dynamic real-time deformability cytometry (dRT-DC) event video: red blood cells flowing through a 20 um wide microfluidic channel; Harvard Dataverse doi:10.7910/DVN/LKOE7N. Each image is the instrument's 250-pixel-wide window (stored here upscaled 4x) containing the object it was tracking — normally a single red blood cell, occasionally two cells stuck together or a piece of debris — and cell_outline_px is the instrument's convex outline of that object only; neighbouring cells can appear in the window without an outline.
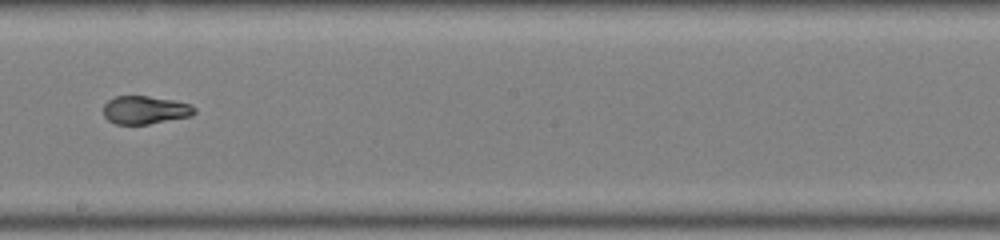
{"species": "common noctule bat (a hibernating species)", "species_latin": "Nyctalus noctula", "temperature_condition": "warm", "stored_images_in_passage": 34, "camera_frame_rate_fps": 3000, "um_per_image_px": 0.085, "animal": {"sex": "male", "body_mass_g": 19.0, "forearm_length_mm": 50.8}, "frame": {"image": 1, "passage_image": 15, "time_ms": 4.667, "image_size_px": [1000, 240], "cell_outline_px": [[196, 112], [192, 116], [148, 124], [116, 124], [108, 120], [104, 116], [104, 104], [108, 100], [116, 96], [148, 96], [172, 100], [192, 104], [196, 108]], "centroid_in_image_um": [12.36, 9.35], "position_along_channel_um": 235.8, "area_um2": 14.97}, "authors_computed_cell_mechanics": {"area_um2": 15.7216, "velocity_mm_per_s": 4.0142, "shape_relaxation_time_tau1_ms": null, "shape_relaxation_time_tau2_ms": 1.6072, "deformation_change_tau1": null, "deformation_change_tau2": 0.0733}}